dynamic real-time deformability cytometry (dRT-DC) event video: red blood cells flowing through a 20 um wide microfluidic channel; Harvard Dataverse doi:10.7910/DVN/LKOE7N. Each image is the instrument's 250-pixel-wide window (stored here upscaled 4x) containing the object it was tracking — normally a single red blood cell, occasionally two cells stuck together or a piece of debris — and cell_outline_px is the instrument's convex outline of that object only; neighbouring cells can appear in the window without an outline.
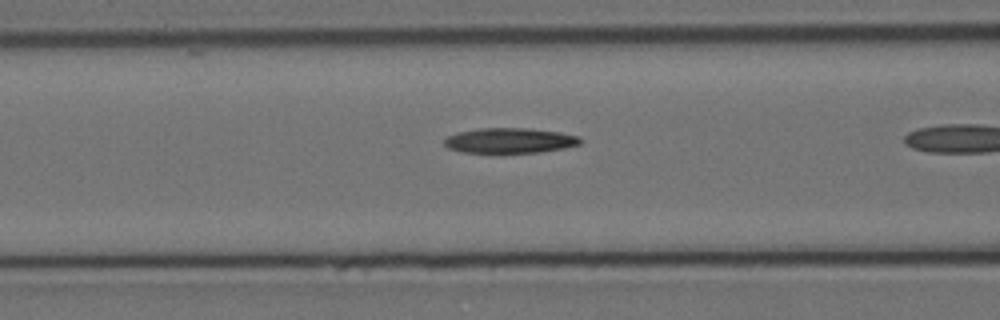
{"species": "Egyptian fruit bat (a non-hibernating species)", "species_latin": "Rousettus aegyptiacus", "temperature_condition": "cold", "stored_images_in_passage": 10, "camera_frame_rate_fps": 3000, "um_per_image_px": 0.085, "animal": {"sex": "female"}, "frame": {"image": 1, "passage_image": 9, "time_ms": 2.667, "image_size_px": [1000, 320], "cell_outline_px": [[584, 140], [580, 144], [564, 148], [540, 152], [464, 152], [448, 148], [444, 144], [444, 140], [448, 136], [456, 132], [480, 128], [528, 128], [560, 132], [580, 136]], "centroid_in_image_um": [43.37, 11.93], "position_along_channel_um": 123.2, "area_um2": 19.94}}